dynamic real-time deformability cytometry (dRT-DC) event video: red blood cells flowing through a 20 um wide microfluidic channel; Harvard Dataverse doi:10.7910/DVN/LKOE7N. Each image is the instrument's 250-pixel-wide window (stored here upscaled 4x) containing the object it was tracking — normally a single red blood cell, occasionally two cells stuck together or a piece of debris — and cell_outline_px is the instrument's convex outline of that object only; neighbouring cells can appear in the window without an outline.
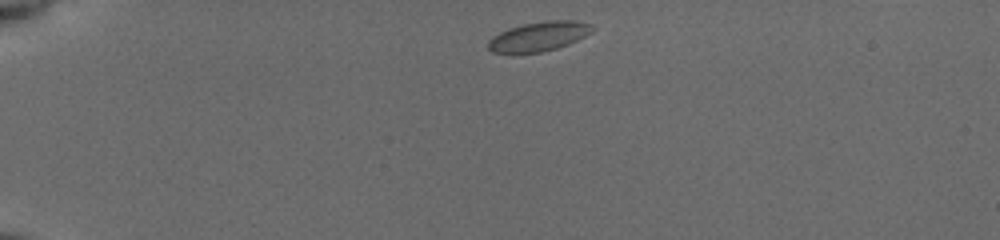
{"species": "common noctule bat (a hibernating species)", "species_latin": "Nyctalus noctula", "temperature_condition": "cold", "stored_images_in_passage": 42, "camera_frame_rate_fps": 3000, "um_per_image_px": 0.085, "animal": {"sex": "female", "body_mass_g": 19.5, "forearm_length_mm": 54.1}, "frame": {"image": 1, "passage_image": 1, "time_ms": 0.0, "image_size_px": [1000, 240], "cell_outline_px": [[596, 28], [592, 32], [568, 44], [556, 48], [540, 52], [512, 56], [492, 52], [488, 48], [488, 40], [492, 36], [508, 28], [524, 24], [548, 20], [576, 20], [592, 24]], "centroid_in_image_um": [45.75, 3.12], "position_along_channel_um": 39.2, "area_um2": 18.44}}
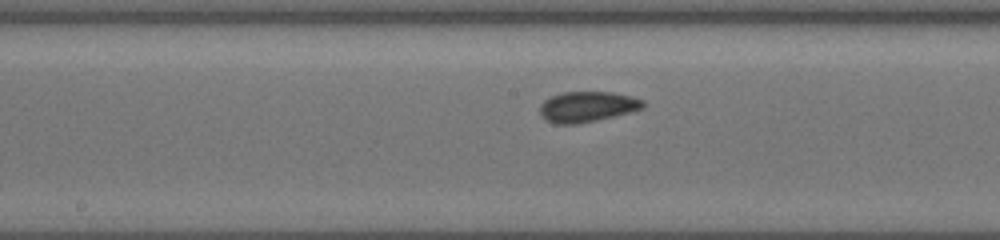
{"frame": {"image": 2, "passage_image": 18, "time_ms": 5.667, "image_size_px": [1000, 240], "cell_outline_px": [[644, 108], [612, 116], [576, 124], [556, 124], [548, 120], [540, 112], [540, 104], [548, 96], [560, 92], [612, 92], [632, 96], [644, 100]], "centroid_in_image_um": [49.9, 9.04], "position_along_channel_um": 198.3, "area_um2": 18.21}}
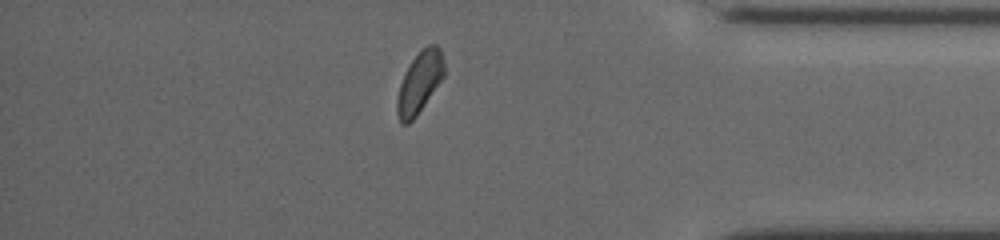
{"frame": {"image": 3, "passage_image": 35, "time_ms": 11.333, "image_size_px": [1000, 240], "cell_outline_px": [[444, 76], [416, 116], [408, 124], [400, 124], [396, 112], [396, 100], [400, 84], [404, 72], [420, 48], [428, 44], [436, 44], [440, 48], [444, 64]], "centroid_in_image_um": [35.64, 6.99], "position_along_channel_um": 399.6, "area_um2": 16.94}, "authors_computed_cell_mechanics": {"area_um2": 17.5134, "velocity_mm_per_s": 3.8967, "shape_relaxation_time_tau1_ms": 6.3584, "shape_relaxation_time_tau2_ms": null, "deformation_change_tau1": 0.0647, "deformation_change_tau2": null}}